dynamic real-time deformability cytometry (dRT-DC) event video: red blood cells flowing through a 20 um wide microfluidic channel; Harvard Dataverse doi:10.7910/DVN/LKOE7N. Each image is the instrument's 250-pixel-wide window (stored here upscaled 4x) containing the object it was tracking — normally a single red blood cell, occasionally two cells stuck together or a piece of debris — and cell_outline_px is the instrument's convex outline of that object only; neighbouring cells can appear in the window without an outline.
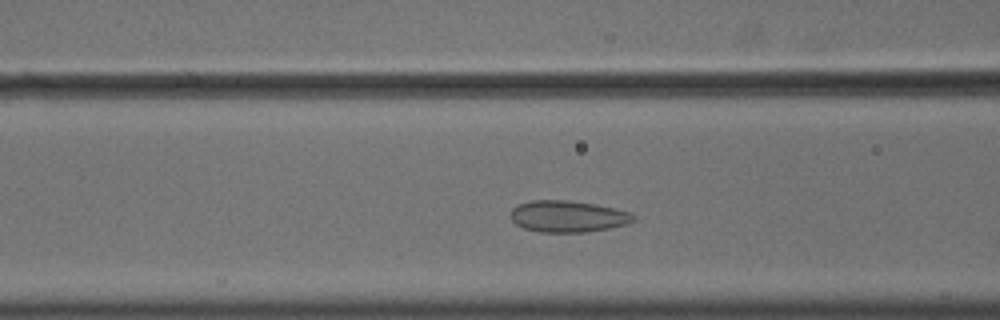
{"species": "common noctule bat (a hibernating species)", "species_latin": "Nyctalus noctula", "temperature_condition": "cold", "stored_images_in_passage": 46, "camera_frame_rate_fps": 3000, "um_per_image_px": 0.085, "animal": {"sex": "male", "body_mass_g": 18.8}, "frame": {"image": 1, "passage_image": 13, "time_ms": 4.0, "image_size_px": [1000, 320], "cell_outline_px": [[636, 220], [628, 224], [588, 232], [540, 232], [524, 228], [516, 224], [508, 216], [512, 208], [516, 204], [532, 200], [568, 200], [596, 204], [616, 208], [632, 212], [636, 216]], "centroid_in_image_um": [48.28, 18.38], "position_along_channel_um": 118.3, "area_um2": 23.0}}
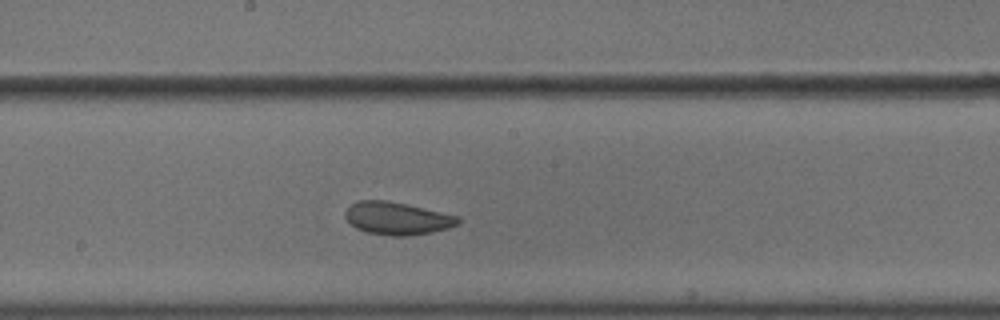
{"frame": {"image": 2, "passage_image": 21, "time_ms": 6.667, "image_size_px": [1000, 320], "cell_outline_px": [[460, 224], [448, 228], [408, 236], [388, 236], [364, 232], [356, 228], [344, 216], [344, 212], [352, 204], [360, 200], [388, 200], [408, 204], [460, 216]], "centroid_in_image_um": [33.77, 18.56], "position_along_channel_um": 214.4, "area_um2": 21.62}}
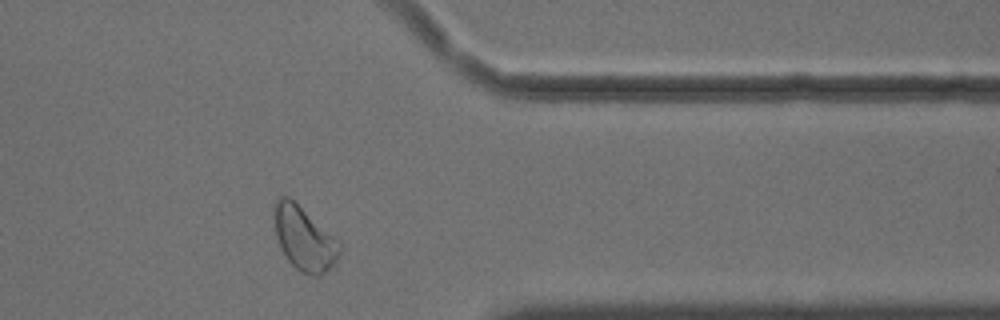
{"frame": {"image": 3, "passage_image": 36, "time_ms": 11.667, "image_size_px": [1000, 320], "cell_outline_px": [[340, 252], [336, 260], [320, 276], [312, 276], [300, 272], [288, 260], [280, 248], [276, 236], [276, 200], [280, 196], [288, 196], [332, 236], [340, 244]], "centroid_in_image_um": [25.84, 20.33], "position_along_channel_um": 385.6, "area_um2": 23.24}, "authors_computed_cell_mechanics": {"area_um2": 23.12, "velocity_mm_per_s": 3.5913, "shape_relaxation_time_tau1_ms": null, "shape_relaxation_time_tau2_ms": 1.1796, "deformation_change_tau1": null, "deformation_change_tau2": 0.0555}}